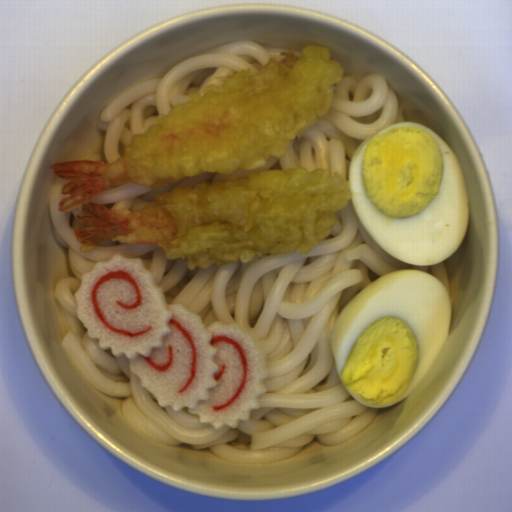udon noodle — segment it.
Returning a JSON list of instances; mask_svg holds the SVG:
<instances>
[{
    "label": "udon noodle",
    "instance_id": "udon-noodle-2",
    "mask_svg": "<svg viewBox=\"0 0 512 512\" xmlns=\"http://www.w3.org/2000/svg\"><path fill=\"white\" fill-rule=\"evenodd\" d=\"M402 122L405 119L399 99L381 75L371 73L359 80L342 76L325 116L313 123L299 140L292 141L278 159L270 157L259 168L227 175L212 172L190 177L161 189L122 180L108 185L90 202L106 205L113 212L135 213L148 207L160 193L197 187L201 183L233 181L266 170L328 168L330 173H337L348 181L359 145L374 133Z\"/></svg>",
    "mask_w": 512,
    "mask_h": 512
},
{
    "label": "udon noodle",
    "instance_id": "udon-noodle-1",
    "mask_svg": "<svg viewBox=\"0 0 512 512\" xmlns=\"http://www.w3.org/2000/svg\"><path fill=\"white\" fill-rule=\"evenodd\" d=\"M69 181L58 177L48 193L54 238L68 250L70 267L53 292L64 320L61 344L87 383L124 399L121 416L129 427L156 442L208 449L243 464L290 458L313 440L322 446L343 443L365 429L380 408L357 401L339 376L331 339L342 311L379 277L407 269L440 280L450 301L445 261L416 266L386 252L356 216L351 198L335 212L339 221L333 230L307 253H269L248 262L189 270L186 261L168 258L156 244L109 240L82 250L74 232L81 228L78 210L59 211ZM118 254L141 257L169 305L184 304L205 325L236 323L258 336L267 353L269 378L248 422L217 430L199 423L186 408H161L129 372L123 355L114 357L88 338L77 318L74 293L85 272Z\"/></svg>",
    "mask_w": 512,
    "mask_h": 512
},
{
    "label": "udon noodle",
    "instance_id": "udon-noodle-3",
    "mask_svg": "<svg viewBox=\"0 0 512 512\" xmlns=\"http://www.w3.org/2000/svg\"><path fill=\"white\" fill-rule=\"evenodd\" d=\"M283 52L250 40L234 41L183 60L170 67L163 77L147 79L118 95L102 110L97 127L106 137L99 154L80 160L110 163L120 158L133 135L145 134L159 117L169 114L179 103L198 99L223 76L258 70Z\"/></svg>",
    "mask_w": 512,
    "mask_h": 512
}]
</instances>
